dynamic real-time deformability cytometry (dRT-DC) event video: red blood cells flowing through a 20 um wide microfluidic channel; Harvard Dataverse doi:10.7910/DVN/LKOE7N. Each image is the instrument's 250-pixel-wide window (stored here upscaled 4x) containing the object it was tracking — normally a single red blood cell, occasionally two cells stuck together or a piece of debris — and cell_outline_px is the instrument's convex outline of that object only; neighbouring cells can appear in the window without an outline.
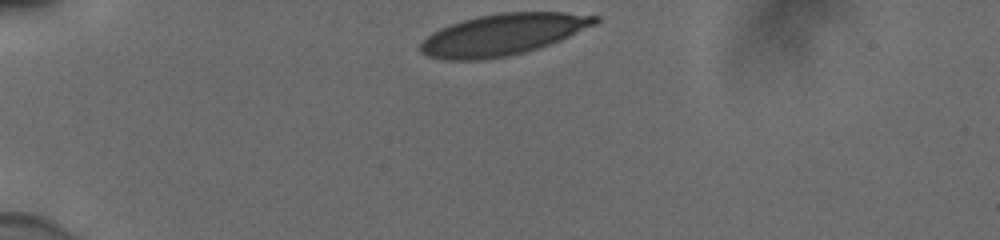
{"species": "human", "species_latin": "Homo sapiens", "temperature_condition": "cold", "stored_images_in_passage": 33, "camera_frame_rate_fps": 3000, "um_per_image_px": 0.085, "donor": {"sex": "male"}, "frame": {"image": 1, "passage_image": 1, "time_ms": 0.0, "image_size_px": [1000, 240], "cell_outline_px": [[600, 20], [596, 24], [560, 40], [524, 52], [508, 56], [484, 60], [444, 60], [428, 56], [420, 52], [420, 44], [432, 32], [440, 28], [464, 20], [480, 16], [500, 12], [564, 12], [600, 16]], "centroid_in_image_um": [42.74, 2.94], "position_along_channel_um": 42.3, "area_um2": 41.91}}
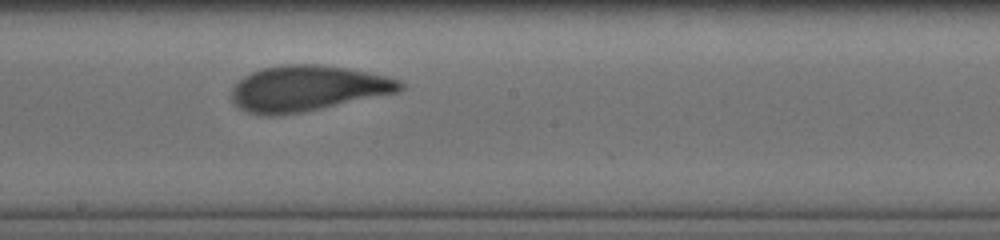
{"frame": {"image": 2, "passage_image": 19, "time_ms": 6.0, "image_size_px": [1000, 240], "cell_outline_px": [[404, 88], [396, 92], [320, 108], [300, 112], [276, 116], [268, 116], [248, 112], [240, 108], [232, 100], [232, 88], [244, 76], [260, 68], [280, 64], [320, 64], [348, 68], [388, 76], [400, 80], [404, 84]], "centroid_in_image_um": [26.12, 7.49], "position_along_channel_um": 222.1, "area_um2": 44.56}}
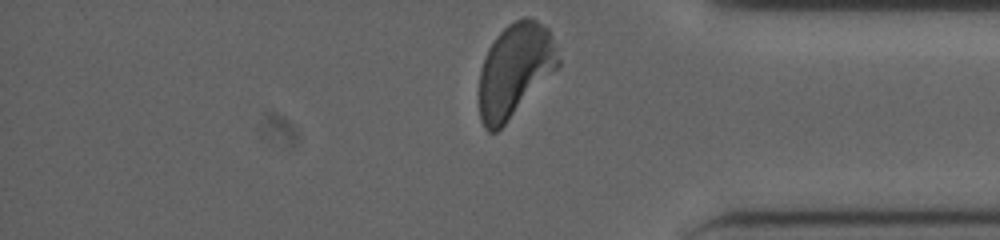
{"frame": {"image": 3, "passage_image": 33, "time_ms": 10.667, "image_size_px": [1000, 240], "cell_outline_px": [[560, 64], [504, 124], [496, 132], [488, 132], [484, 128], [480, 120], [480, 68], [484, 56], [488, 48], [496, 36], [508, 24], [524, 16], [536, 20], [548, 28], [560, 60]], "centroid_in_image_um": [43.74, 5.94], "position_along_channel_um": 391.5, "area_um2": 42.31}, "authors_computed_cell_mechanics": {"area_um2": 44.4482, "velocity_mm_per_s": 3.8418, "shape_relaxation_time_tau1_ms": 3.9006, "shape_relaxation_time_tau2_ms": 0.782, "deformation_change_tau1": 0.1554, "deformation_change_tau2": 0.0458}}